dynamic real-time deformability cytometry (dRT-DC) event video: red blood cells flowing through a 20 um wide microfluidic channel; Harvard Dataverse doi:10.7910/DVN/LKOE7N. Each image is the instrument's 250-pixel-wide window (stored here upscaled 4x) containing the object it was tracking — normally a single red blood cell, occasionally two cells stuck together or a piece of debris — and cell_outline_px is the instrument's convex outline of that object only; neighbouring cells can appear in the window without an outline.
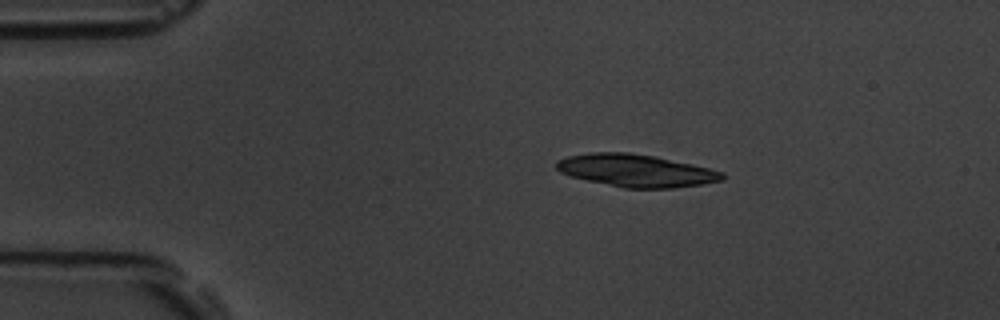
{"species": "common noctule bat (a hibernating species)", "species_latin": "Nyctalus noctula", "temperature_condition": "room temperature", "stored_images_in_passage": 6, "camera_frame_rate_fps": 3000, "um_per_image_px": 0.085, "animal": {"sex": "male", "body_mass_g": 19.5, "forearm_length_mm": 54.6}, "frame": {"image": 1, "passage_image": 3, "time_ms": 2.333, "image_size_px": [1000, 320], "cell_outline_px": [[724, 180], [700, 184], [672, 188], [624, 188], [588, 180], [572, 176], [560, 172], [556, 168], [556, 160], [568, 156], [588, 152], [628, 152], [652, 156], [692, 164], [724, 172]], "centroid_in_image_um": [54.04, 14.49], "position_along_channel_um": 31.0, "area_um2": 31.15}}